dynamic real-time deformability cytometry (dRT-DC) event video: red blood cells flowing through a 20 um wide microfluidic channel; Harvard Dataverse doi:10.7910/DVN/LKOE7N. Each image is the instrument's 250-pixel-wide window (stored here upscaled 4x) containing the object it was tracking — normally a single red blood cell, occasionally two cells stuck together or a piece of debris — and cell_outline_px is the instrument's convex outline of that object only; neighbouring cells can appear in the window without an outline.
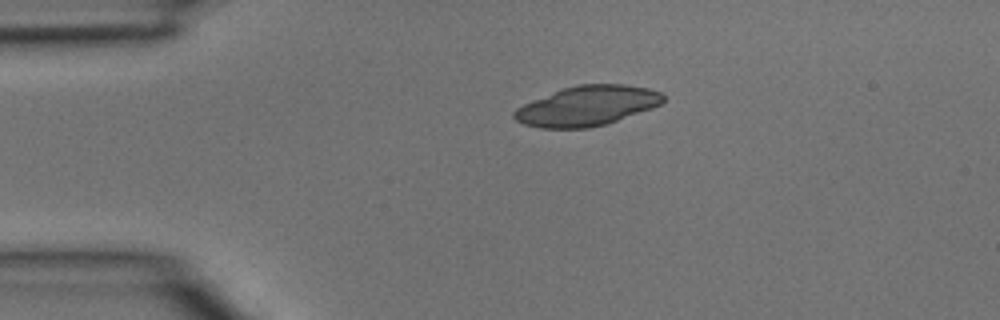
{"species": "common noctule bat (a hibernating species)", "species_latin": "Nyctalus noctula", "temperature_condition": "room temperature", "stored_images_in_passage": 3, "camera_frame_rate_fps": 3000, "um_per_image_px": 0.085, "animal": {"sex": "male", "body_mass_g": 15.6}, "frame": {"image": 1, "passage_image": 1, "time_ms": 0.0, "image_size_px": [1000, 320], "cell_outline_px": [[664, 100], [660, 104], [652, 108], [608, 124], [588, 128], [540, 128], [524, 124], [516, 120], [512, 116], [512, 112], [516, 108], [524, 104], [564, 88], [580, 84], [624, 84], [648, 88], [660, 92], [664, 96]], "centroid_in_image_um": [49.92, 9.01], "position_along_channel_um": 35.1, "area_um2": 34.45}}